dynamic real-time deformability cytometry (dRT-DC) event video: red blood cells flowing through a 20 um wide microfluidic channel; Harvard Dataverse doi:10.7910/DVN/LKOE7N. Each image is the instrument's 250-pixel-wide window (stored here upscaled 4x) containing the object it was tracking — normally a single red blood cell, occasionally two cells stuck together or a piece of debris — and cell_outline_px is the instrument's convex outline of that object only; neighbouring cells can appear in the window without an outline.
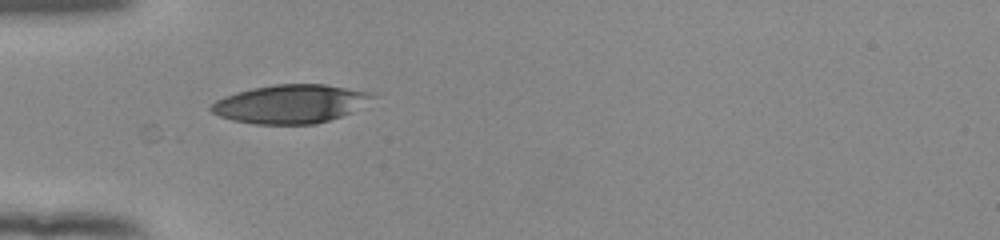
{"species": "human", "species_latin": "Homo sapiens", "temperature_condition": "room temperature", "stored_images_in_passage": 4, "camera_frame_rate_fps": 3000, "um_per_image_px": 0.085, "donor": {"sex": "female"}, "frame": {"image": 1, "passage_image": 1, "time_ms": 0.0, "image_size_px": [1000, 240], "cell_outline_px": [[376, 96], [352, 112], [316, 124], [256, 124], [232, 120], [220, 116], [212, 112], [208, 108], [216, 100], [224, 96], [236, 92], [252, 88], [276, 84], [324, 84], [372, 92]], "centroid_in_image_um": [24.67, 8.83], "position_along_channel_um": 60.3, "area_um2": 36.13}}
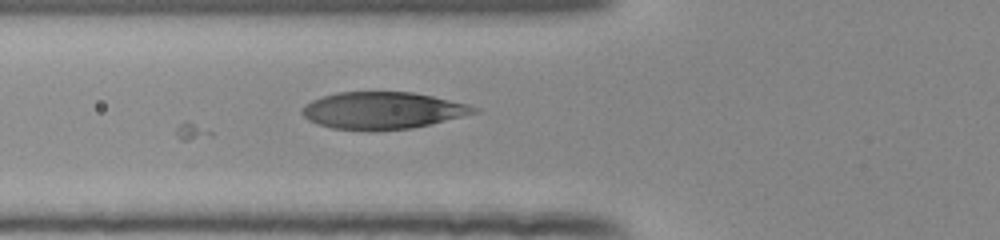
{"frame": {"image": 2, "passage_image": 4, "time_ms": 1.0, "image_size_px": [1000, 240], "cell_outline_px": [[480, 112], [412, 128], [368, 132], [332, 128], [316, 124], [308, 120], [300, 112], [300, 108], [304, 104], [312, 100], [336, 92], [412, 92], [432, 96], [468, 104], [480, 108]], "centroid_in_image_um": [32.48, 9.41], "position_along_channel_um": 93.3, "area_um2": 37.51}}